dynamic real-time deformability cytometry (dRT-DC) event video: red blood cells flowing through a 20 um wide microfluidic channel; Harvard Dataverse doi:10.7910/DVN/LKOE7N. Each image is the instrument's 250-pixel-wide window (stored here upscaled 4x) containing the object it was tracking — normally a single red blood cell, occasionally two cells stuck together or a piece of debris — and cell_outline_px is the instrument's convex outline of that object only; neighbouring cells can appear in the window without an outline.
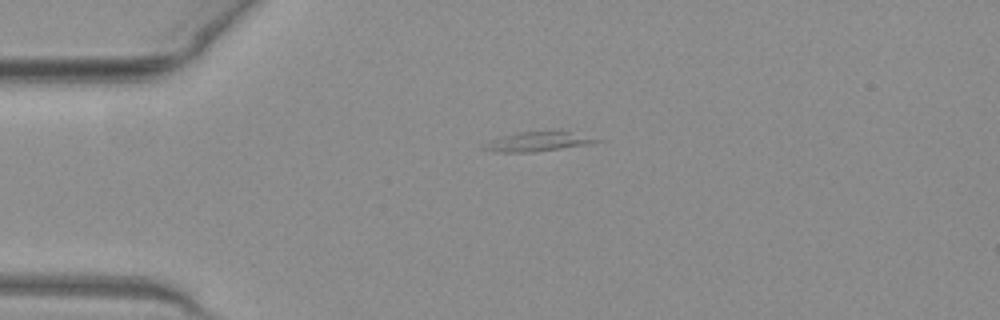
{"species": "common noctule bat (a hibernating species)", "species_latin": "Nyctalus noctula", "temperature_condition": "warm", "stored_images_in_passage": 40, "camera_frame_rate_fps": 3000, "um_per_image_px": 0.085, "animal": {"sex": "female", "body_mass_g": 19.3, "forearm_length_mm": 54.1}, "frame": {"image": 1, "passage_image": 1, "time_ms": 0.0, "image_size_px": [1000, 320], "cell_outline_px": [[604, 140], [588, 144], [532, 152], [496, 152], [480, 148], [480, 144], [504, 136], [520, 132], [560, 128]], "centroid_in_image_um": [45.74, 11.99], "position_along_channel_um": 39.3, "area_um2": 13.24}}
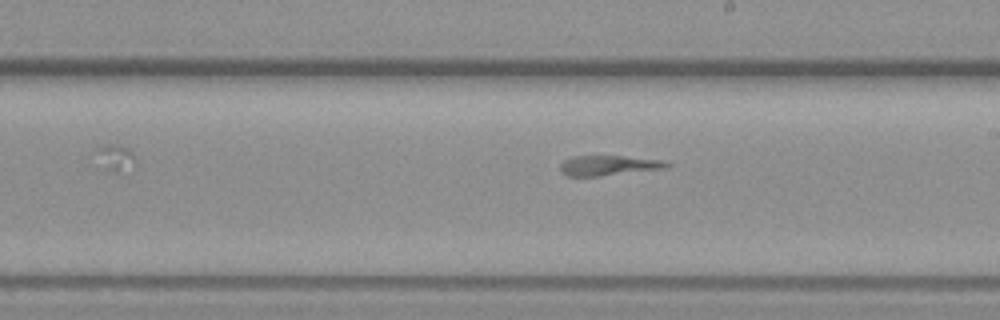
{"frame": {"image": 2, "passage_image": 18, "time_ms": 5.667, "image_size_px": [1000, 320], "cell_outline_px": [[672, 164], [668, 168], [600, 176], [568, 176], [560, 172], [560, 164], [564, 160], [572, 156], [624, 156], [660, 160]], "centroid_in_image_um": [51.71, 14.07], "position_along_channel_um": 237.3, "area_um2": 12.48}}
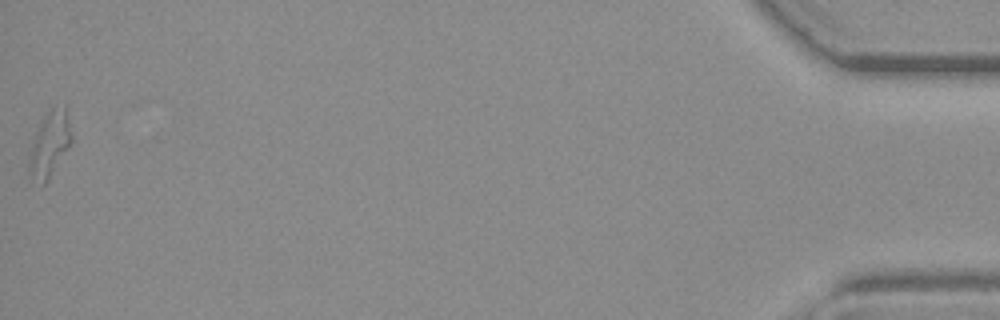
{"frame": {"image": 3, "passage_image": 40, "time_ms": 13.0, "image_size_px": [1000, 320], "cell_outline_px": [[72, 140], [48, 180], [44, 184], [28, 172], [28, 160], [32, 140], [44, 116], [52, 108], [68, 104], [72, 136]], "centroid_in_image_um": [4.25, 12.16], "position_along_channel_um": 430.9, "area_um2": 15.95}}